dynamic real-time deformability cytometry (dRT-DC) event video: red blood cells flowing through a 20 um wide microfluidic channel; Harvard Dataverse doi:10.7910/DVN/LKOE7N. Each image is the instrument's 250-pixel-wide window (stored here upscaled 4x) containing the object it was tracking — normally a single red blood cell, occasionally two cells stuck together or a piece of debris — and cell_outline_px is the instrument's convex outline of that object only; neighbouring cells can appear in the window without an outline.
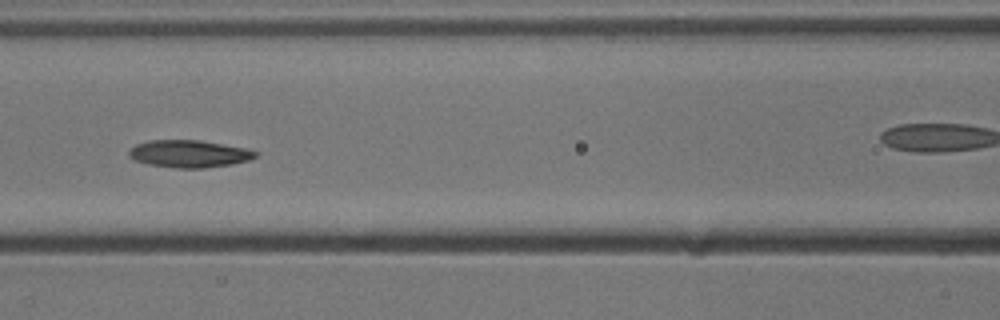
{"species": "common noctule bat (a hibernating species)", "species_latin": "Nyctalus noctula", "temperature_condition": "cold", "stored_images_in_passage": 11, "camera_frame_rate_fps": 3000, "um_per_image_px": 0.085, "animal": {"sex": "male", "body_mass_g": 13.3}, "frame": {"image": 1, "passage_image": 8, "time_ms": 2.333, "image_size_px": [1000, 320], "cell_outline_px": [[260, 152], [256, 156], [248, 160], [232, 164], [204, 168], [176, 168], [148, 164], [136, 160], [128, 156], [128, 152], [136, 144], [148, 140], [200, 140], [244, 148]], "centroid_in_image_um": [16.07, 13.07], "position_along_channel_um": 150.5, "area_um2": 20.06}}
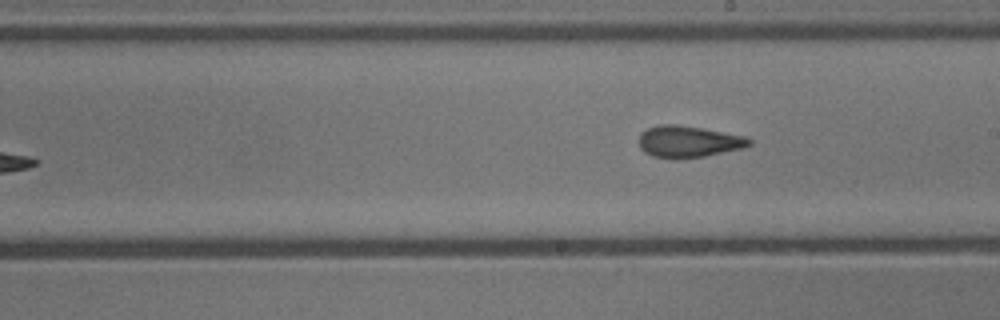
{"frame": {"image": 2, "passage_image": 11, "time_ms": 3.333, "image_size_px": [1000, 320], "cell_outline_px": [[752, 144], [744, 148], [704, 156], [676, 160], [652, 156], [644, 152], [640, 148], [640, 132], [648, 128], [660, 124], [676, 124], [704, 128], [744, 136], [752, 140]], "centroid_in_image_um": [58.51, 12.04], "position_along_channel_um": 230.5, "area_um2": 20.58}}